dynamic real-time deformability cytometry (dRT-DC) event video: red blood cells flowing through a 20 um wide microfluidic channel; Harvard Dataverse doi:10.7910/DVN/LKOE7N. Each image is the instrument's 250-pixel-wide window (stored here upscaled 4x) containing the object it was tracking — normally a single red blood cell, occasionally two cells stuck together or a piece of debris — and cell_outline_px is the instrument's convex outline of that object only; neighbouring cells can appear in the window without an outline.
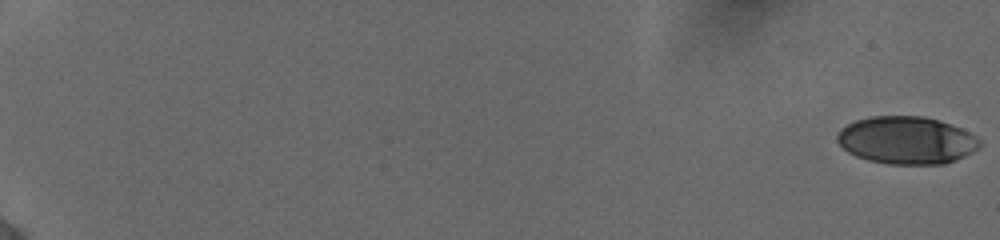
{"species": "human", "species_latin": "Homo sapiens", "temperature_condition": "cold", "stored_images_in_passage": 57, "camera_frame_rate_fps": 3000, "um_per_image_px": 0.085, "donor": {"sex": "female"}, "frame": {"image": 1, "passage_image": 1, "time_ms": 0.0, "image_size_px": [1000, 240], "cell_outline_px": [[984, 144], [980, 148], [956, 160], [944, 164], [888, 164], [868, 160], [856, 156], [848, 152], [836, 140], [836, 136], [840, 128], [856, 120], [868, 116], [924, 116], [940, 120], [960, 128], [976, 136]], "centroid_in_image_um": [77.07, 11.92], "position_along_channel_um": 7.9, "area_um2": 39.77}}
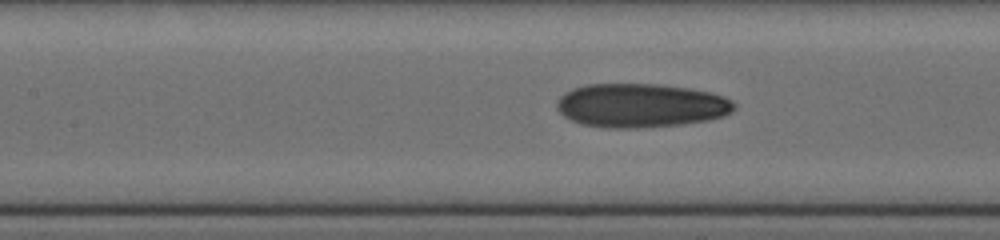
{"frame": {"image": 2, "passage_image": 30, "time_ms": 9.667, "image_size_px": [1000, 240], "cell_outline_px": [[736, 108], [732, 112], [724, 116], [708, 120], [680, 124], [636, 128], [604, 128], [580, 124], [564, 116], [556, 108], [556, 104], [560, 96], [564, 92], [572, 88], [588, 84], [660, 84], [692, 88], [712, 92], [724, 96], [732, 100], [736, 104]], "centroid_in_image_um": [54.48, 8.96], "position_along_channel_um": 152.9, "area_um2": 45.84}}
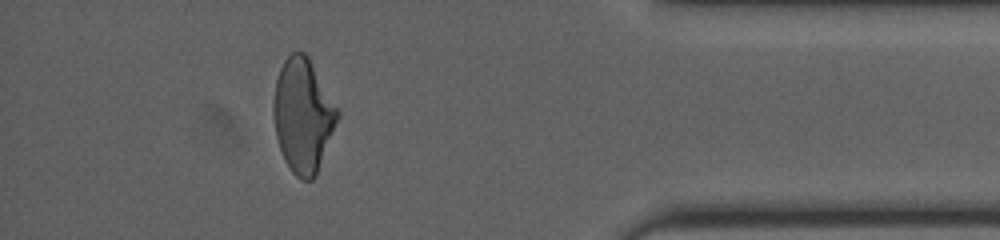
{"frame": {"image": 3, "passage_image": 52, "time_ms": 17.0, "image_size_px": [1000, 240], "cell_outline_px": [[340, 116], [316, 176], [312, 180], [300, 180], [292, 172], [284, 160], [276, 136], [272, 112], [272, 104], [276, 80], [280, 68], [284, 60], [292, 52], [304, 52], [308, 56], [340, 112]], "centroid_in_image_um": [25.75, 9.83], "position_along_channel_um": 409.5, "area_um2": 42.6}, "authors_computed_cell_mechanics": {"area_um2": 42.6564, "velocity_mm_per_s": 3.897, "shape_relaxation_time_tau1_ms": 6.43, "shape_relaxation_time_tau2_ms": 1.9054, "deformation_change_tau1": 0.1948, "deformation_change_tau2": 0.0842}}